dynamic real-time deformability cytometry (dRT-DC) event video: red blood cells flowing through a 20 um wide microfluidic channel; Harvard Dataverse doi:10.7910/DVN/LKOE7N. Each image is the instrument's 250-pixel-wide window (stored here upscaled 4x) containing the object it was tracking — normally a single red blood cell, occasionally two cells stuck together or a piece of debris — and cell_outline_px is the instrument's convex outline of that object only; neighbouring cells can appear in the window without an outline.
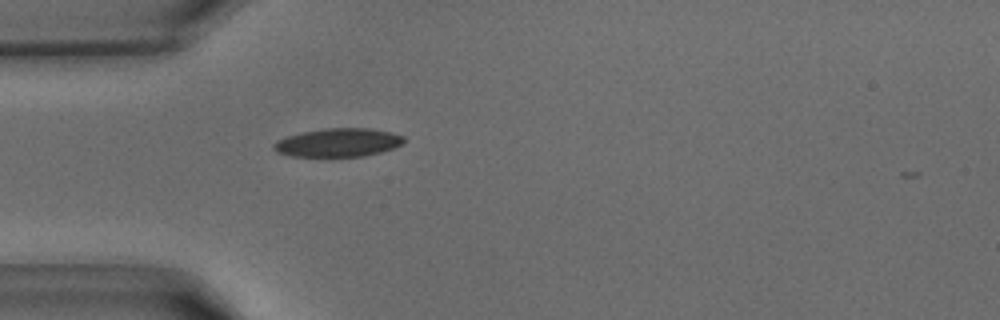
{"species": "common noctule bat (a hibernating species)", "species_latin": "Nyctalus noctula", "temperature_condition": "warm", "stored_images_in_passage": 31, "camera_frame_rate_fps": 3000, "um_per_image_px": 0.085, "animal": {"sex": "male", "body_mass_g": 15.6}, "frame": {"image": 1, "passage_image": 2, "time_ms": 0.333, "image_size_px": [1000, 320], "cell_outline_px": [[404, 140], [400, 144], [392, 148], [380, 152], [364, 156], [292, 156], [276, 152], [272, 148], [272, 144], [276, 140], [288, 136], [304, 132], [324, 128], [368, 128], [392, 132], [404, 136]], "centroid_in_image_um": [28.71, 12.11], "position_along_channel_um": 56.3, "area_um2": 21.44}}
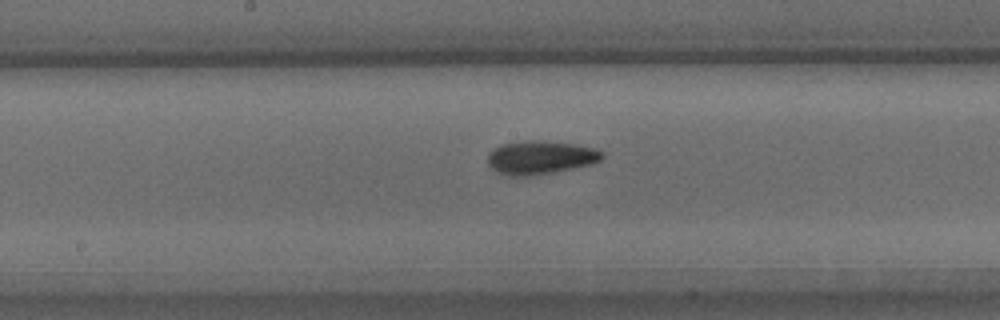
{"frame": {"image": 2, "passage_image": 11, "time_ms": 3.333, "image_size_px": [1000, 320], "cell_outline_px": [[604, 156], [600, 160], [592, 164], [552, 172], [524, 176], [512, 176], [496, 172], [488, 164], [488, 152], [500, 144], [528, 140], [532, 140], [572, 144], [596, 148], [604, 152]], "centroid_in_image_um": [45.92, 13.38], "position_along_channel_um": 202.3, "area_um2": 22.14}}
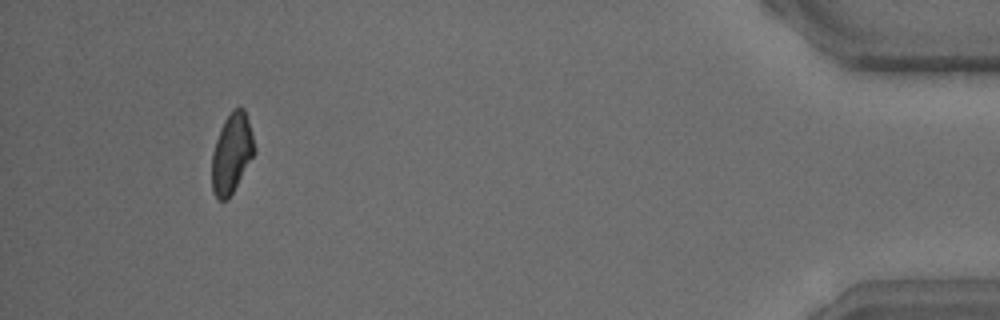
{"frame": {"image": 3, "passage_image": 28, "time_ms": 9.0, "image_size_px": [1000, 320], "cell_outline_px": [[256, 152], [228, 200], [216, 200], [212, 192], [212, 152], [220, 128], [224, 120], [232, 108], [244, 108], [248, 120], [256, 148]], "centroid_in_image_um": [19.69, 13.05], "position_along_channel_um": 415.5, "area_um2": 19.94}}